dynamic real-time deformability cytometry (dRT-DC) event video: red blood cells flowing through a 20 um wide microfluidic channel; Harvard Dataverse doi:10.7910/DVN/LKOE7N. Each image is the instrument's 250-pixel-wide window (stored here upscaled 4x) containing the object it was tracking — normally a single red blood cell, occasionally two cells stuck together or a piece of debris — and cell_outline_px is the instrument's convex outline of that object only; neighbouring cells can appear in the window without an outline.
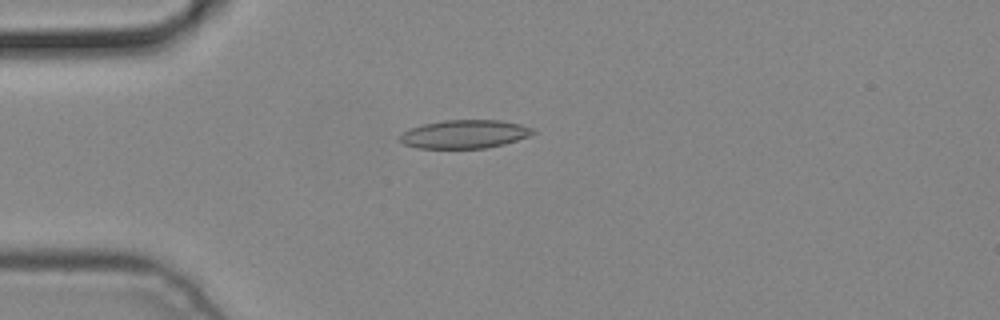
{"species": "common noctule bat (a hibernating species)", "species_latin": "Nyctalus noctula", "temperature_condition": "cold", "stored_images_in_passage": 4, "camera_frame_rate_fps": 3000, "um_per_image_px": 0.085, "animal": {"sex": "male", "body_mass_g": 19.2, "forearm_length_mm": 51.8}, "frame": {"image": 1, "passage_image": 4, "time_ms": 1.0, "image_size_px": [1000, 320], "cell_outline_px": [[536, 132], [528, 136], [504, 144], [488, 148], [416, 148], [404, 144], [400, 140], [400, 136], [404, 132], [412, 128], [424, 124], [444, 120], [500, 120], [520, 124], [532, 128]], "centroid_in_image_um": [39.51, 11.4], "position_along_channel_um": 45.5, "area_um2": 21.85}}